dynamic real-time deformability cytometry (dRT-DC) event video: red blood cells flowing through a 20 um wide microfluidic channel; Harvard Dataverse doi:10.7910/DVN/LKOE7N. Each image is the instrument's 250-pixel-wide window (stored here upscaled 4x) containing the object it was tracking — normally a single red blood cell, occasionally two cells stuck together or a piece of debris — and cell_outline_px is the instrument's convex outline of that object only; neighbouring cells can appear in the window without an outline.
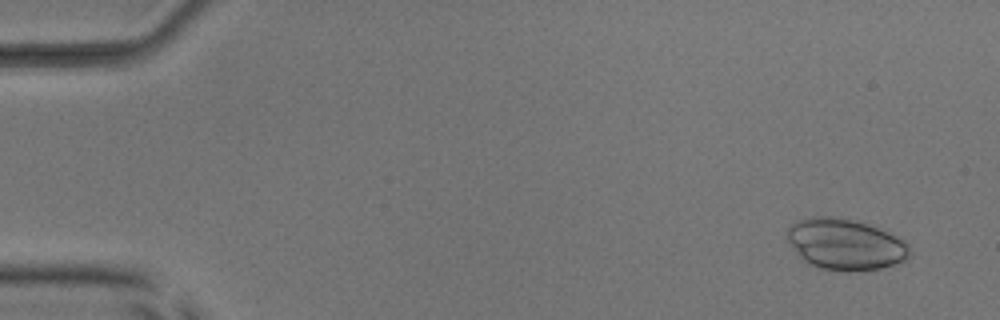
{"species": "common noctule bat (a hibernating species)", "species_latin": "Nyctalus noctula", "temperature_condition": "room temperature", "stored_images_in_passage": 52, "camera_frame_rate_fps": 3000, "um_per_image_px": 0.085, "animal": {"sex": "male", "body_mass_g": 17.9, "forearm_length_mm": 54.2}, "frame": {"image": 1, "passage_image": 4, "time_ms": 1.0, "image_size_px": [1000, 320], "cell_outline_px": [[908, 252], [904, 260], [880, 268], [820, 268], [808, 264], [800, 256], [788, 240], [788, 228], [796, 220], [812, 216], [828, 216], [852, 220], [868, 224], [880, 228], [908, 240]], "centroid_in_image_um": [71.84, 20.7], "position_along_channel_um": 13.2, "area_um2": 35.43}}
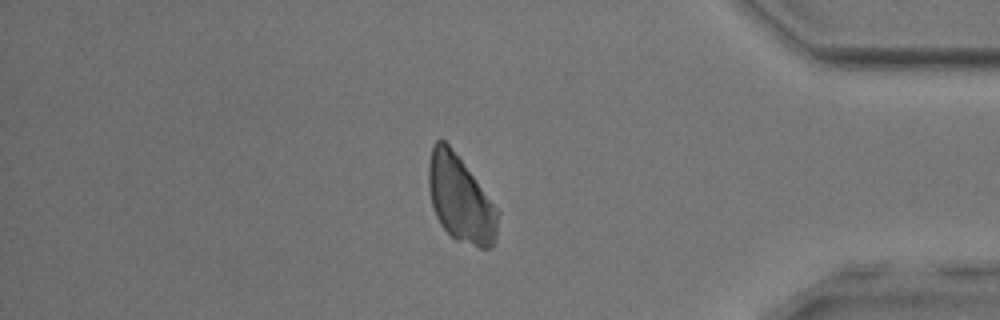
{"frame": {"image": 2, "passage_image": 45, "time_ms": 14.667, "image_size_px": [1000, 320], "cell_outline_px": [[500, 212], [496, 240], [492, 248], [480, 248], [456, 240], [440, 224], [432, 208], [428, 188], [428, 164], [432, 144], [436, 140], [444, 140], [448, 144]], "centroid_in_image_um": [39.13, 16.95], "position_along_channel_um": 396.1, "area_um2": 34.8}}
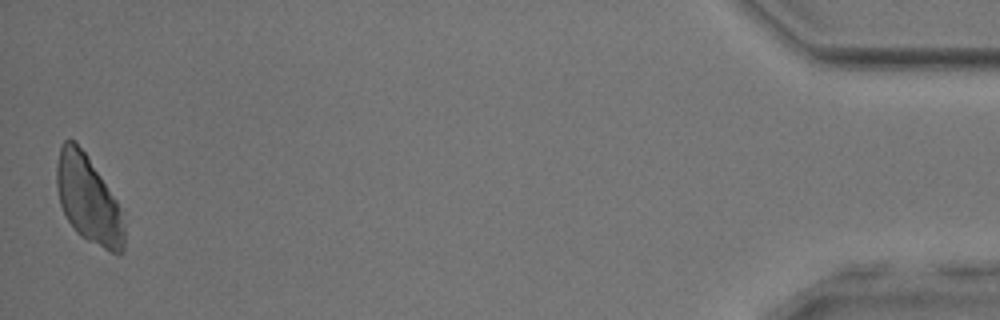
{"frame": {"image": 3, "passage_image": 52, "time_ms": 17.0, "image_size_px": [1000, 320], "cell_outline_px": [[124, 252], [112, 252], [80, 236], [76, 232], [68, 220], [60, 204], [56, 188], [56, 164], [60, 148], [64, 140], [68, 136], [76, 140], [116, 200], [124, 224]], "centroid_in_image_um": [7.46, 16.92], "position_along_channel_um": 427.7, "area_um2": 33.99}}